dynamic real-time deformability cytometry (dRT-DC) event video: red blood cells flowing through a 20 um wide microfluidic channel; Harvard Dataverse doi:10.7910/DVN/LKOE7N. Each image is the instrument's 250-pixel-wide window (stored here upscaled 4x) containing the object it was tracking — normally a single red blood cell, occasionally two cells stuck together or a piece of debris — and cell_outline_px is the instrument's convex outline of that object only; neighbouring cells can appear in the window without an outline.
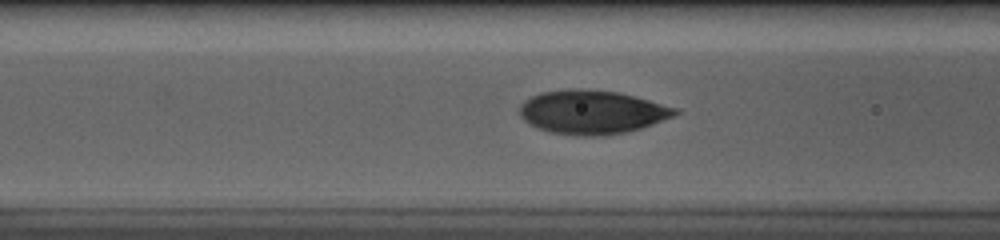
{"species": "human", "species_latin": "Homo sapiens", "temperature_condition": "cold", "stored_images_in_passage": 57, "segment_of_instrument_passage": [1, 2], "camera_frame_rate_fps": 3000, "um_per_image_px": 0.085, "donor": {"sex": "male"}, "frame": {"image": 1, "passage_image": 23, "time_ms": 7.333, "image_size_px": [1000, 240], "cell_outline_px": [[680, 112], [672, 116], [652, 124], [640, 128], [624, 132], [604, 136], [576, 136], [552, 132], [540, 128], [524, 120], [520, 116], [520, 104], [524, 100], [540, 92], [568, 88], [580, 88], [620, 92], [680, 108]], "centroid_in_image_um": [50.33, 9.51], "position_along_channel_um": 116.3, "area_um2": 39.77}}
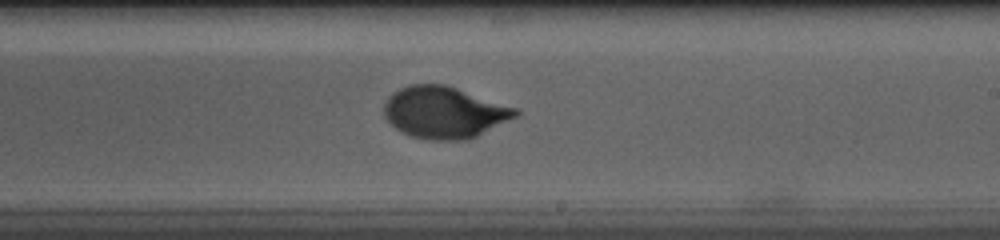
{"frame": {"image": 2, "passage_image": 34, "time_ms": 11.0, "image_size_px": [1000, 240], "cell_outline_px": [[520, 116], [468, 140], [428, 140], [412, 136], [400, 132], [384, 116], [384, 104], [388, 96], [392, 92], [400, 88], [412, 84], [444, 84], [520, 108]], "centroid_in_image_um": [37.81, 9.55], "position_along_channel_um": 251.2, "area_um2": 40.06}}
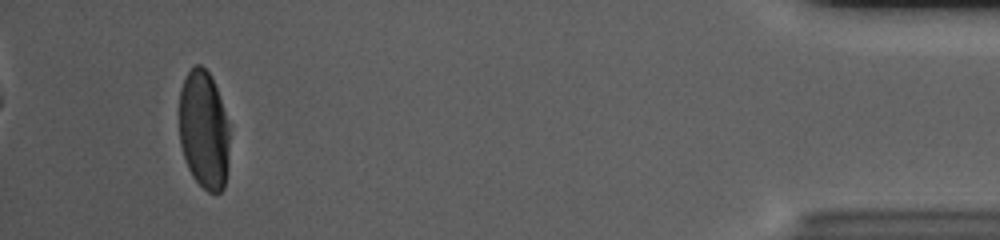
{"frame": {"image": 3, "passage_image": 53, "time_ms": 17.333, "image_size_px": [1000, 240], "cell_outline_px": [[228, 168], [224, 188], [220, 192], [208, 192], [192, 176], [188, 168], [180, 144], [180, 88], [184, 76], [196, 64], [200, 64], [208, 72], [216, 88], [224, 112], [228, 128]], "centroid_in_image_um": [17.31, 11.06], "position_along_channel_um": 417.9, "area_um2": 34.45}}